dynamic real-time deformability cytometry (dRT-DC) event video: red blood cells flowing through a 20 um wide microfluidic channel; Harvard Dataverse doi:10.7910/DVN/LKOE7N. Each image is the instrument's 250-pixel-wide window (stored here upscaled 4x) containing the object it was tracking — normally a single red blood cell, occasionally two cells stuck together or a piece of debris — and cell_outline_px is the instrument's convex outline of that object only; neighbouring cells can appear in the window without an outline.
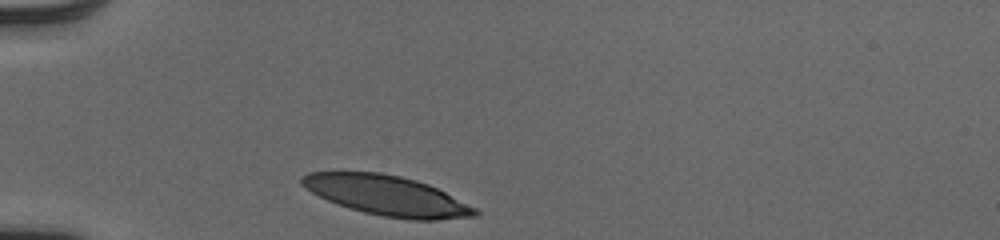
{"species": "human", "species_latin": "Homo sapiens", "temperature_condition": "cold", "stored_images_in_passage": 29, "camera_frame_rate_fps": 3000, "um_per_image_px": 0.085, "donor": {"sex": "male"}, "frame": {"image": 1, "passage_image": 1, "time_ms": 0.0, "image_size_px": [1000, 240], "cell_outline_px": [[480, 216], [436, 220], [408, 220], [384, 216], [364, 212], [336, 204], [312, 192], [300, 184], [300, 176], [308, 172], [380, 172], [400, 176], [416, 180], [428, 184], [476, 208], [480, 212]], "centroid_in_image_um": [32.89, 16.62], "position_along_channel_um": 52.1, "area_um2": 40.17}}
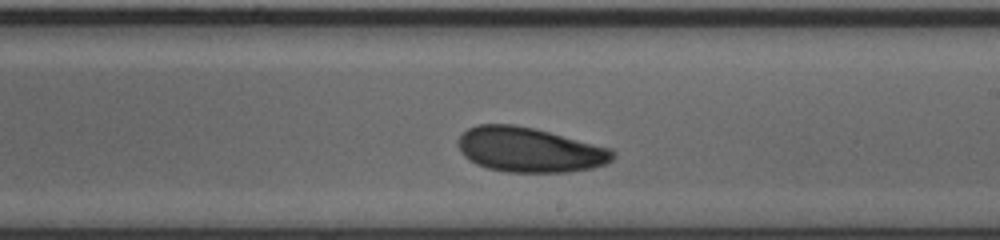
{"frame": {"image": 2, "passage_image": 17, "time_ms": 5.333, "image_size_px": [1000, 240], "cell_outline_px": [[616, 156], [612, 160], [604, 164], [592, 168], [568, 172], [508, 172], [488, 168], [476, 164], [464, 156], [460, 152], [460, 136], [468, 128], [476, 124], [512, 124], [536, 128], [612, 148], [616, 152]], "centroid_in_image_um": [45.05, 12.73], "position_along_channel_um": 243.9, "area_um2": 40.52}}
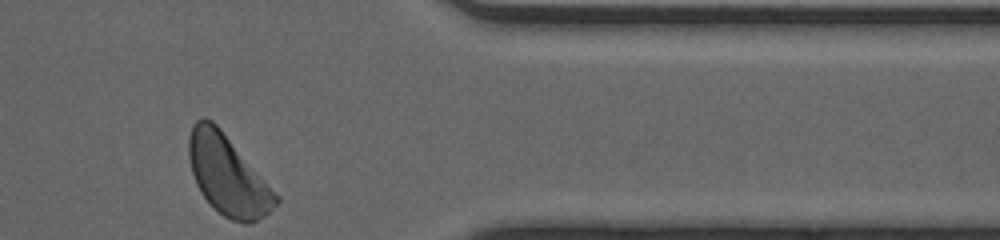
{"frame": {"image": 3, "passage_image": 29, "time_ms": 9.333, "image_size_px": [1000, 240], "cell_outline_px": [[280, 200], [268, 212], [256, 220], [248, 224], [244, 224], [232, 220], [224, 216], [212, 208], [200, 192], [196, 184], [192, 172], [188, 156], [188, 136], [192, 124], [196, 120], [204, 116], [212, 120], [220, 128], [280, 196]], "centroid_in_image_um": [19.33, 14.88], "position_along_channel_um": 392.1, "area_um2": 40.46}, "authors_computed_cell_mechanics": {"area_um2": 40.5178, "velocity_mm_per_s": 4.0363, "shape_relaxation_time_tau1_ms": 2.7869, "shape_relaxation_time_tau2_ms": null, "deformation_change_tau1": 0.1097, "deformation_change_tau2": null}}